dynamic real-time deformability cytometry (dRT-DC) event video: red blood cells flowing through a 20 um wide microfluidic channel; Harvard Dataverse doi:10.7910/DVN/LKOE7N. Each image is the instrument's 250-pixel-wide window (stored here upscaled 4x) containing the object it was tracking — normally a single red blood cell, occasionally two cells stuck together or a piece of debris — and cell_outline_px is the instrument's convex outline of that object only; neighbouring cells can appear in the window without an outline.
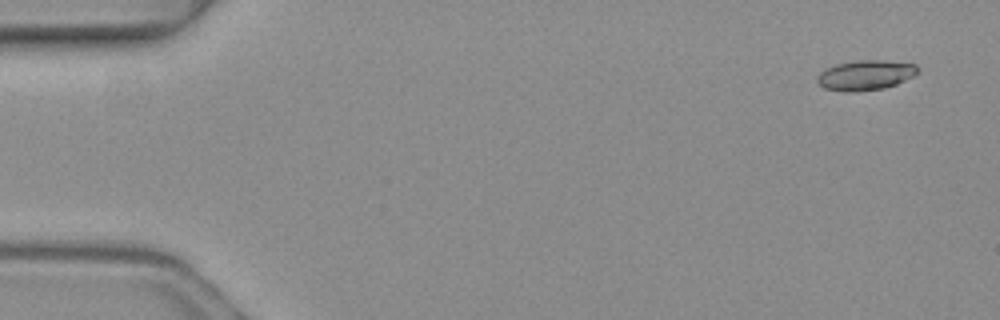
{"species": "common noctule bat (a hibernating species)", "species_latin": "Nyctalus noctula", "temperature_condition": "warm", "stored_images_in_passage": 4, "camera_frame_rate_fps": 3000, "um_per_image_px": 0.085, "animal": {"sex": "female", "body_mass_g": 19.3, "forearm_length_mm": 54.1}, "frame": {"image": 1, "passage_image": 1, "time_ms": 0.0, "image_size_px": [1000, 320], "cell_outline_px": [[920, 68], [912, 76], [896, 84], [884, 88], [852, 92], [844, 92], [824, 88], [816, 80], [816, 76], [820, 72], [836, 64], [856, 60], [880, 60], [916, 64]], "centroid_in_image_um": [73.54, 6.39], "position_along_channel_um": 11.5, "area_um2": 17.46}}